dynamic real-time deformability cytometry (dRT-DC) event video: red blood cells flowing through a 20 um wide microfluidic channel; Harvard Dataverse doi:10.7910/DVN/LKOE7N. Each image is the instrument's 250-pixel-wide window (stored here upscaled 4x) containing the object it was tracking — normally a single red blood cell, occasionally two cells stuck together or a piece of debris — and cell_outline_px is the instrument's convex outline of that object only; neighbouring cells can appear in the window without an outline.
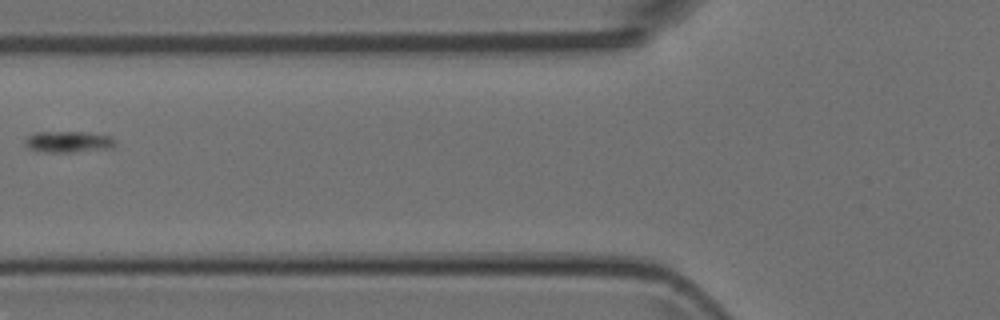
{"species": "Egyptian fruit bat (a non-hibernating species)", "species_latin": "Rousettus aegyptiacus", "temperature_condition": "room temperature", "stored_images_in_passage": 3, "camera_frame_rate_fps": 3000, "um_per_image_px": 0.085, "animal": {"sex": "female"}, "frame": {"image": 1, "passage_image": 3, "time_ms": 2.333, "image_size_px": [1000, 320], "cell_outline_px": [[116, 144], [112, 148], [72, 152], [36, 152], [28, 148], [24, 144], [24, 140], [28, 136], [36, 132], [84, 132], [108, 136], [116, 140]], "centroid_in_image_um": [5.76, 12.06], "position_along_channel_um": 120.0, "area_um2": 11.27}}